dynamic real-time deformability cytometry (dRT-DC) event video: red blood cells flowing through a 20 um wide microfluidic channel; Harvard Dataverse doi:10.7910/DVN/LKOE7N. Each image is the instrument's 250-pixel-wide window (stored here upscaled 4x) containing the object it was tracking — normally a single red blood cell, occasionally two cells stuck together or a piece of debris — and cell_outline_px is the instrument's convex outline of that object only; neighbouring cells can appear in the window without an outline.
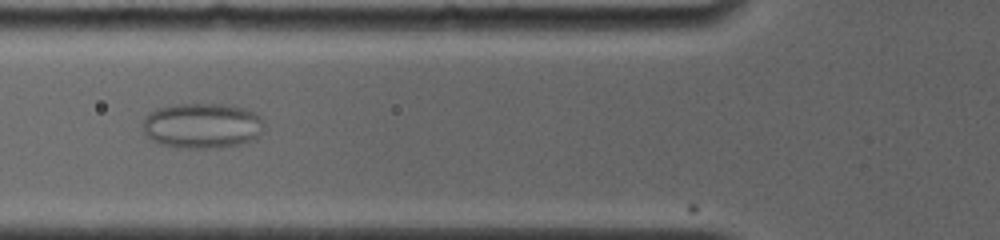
{"species": "common noctule bat (a hibernating species)", "species_latin": "Nyctalus noctula", "temperature_condition": "room temperature", "stored_images_in_passage": 8, "camera_frame_rate_fps": 4000, "um_per_image_px": 0.085, "animal": {"sex": "female", "body_mass_g": 19.0, "forearm_length_mm": 56.7}, "frame": {"image": 1, "passage_image": 7, "time_ms": 1.5, "image_size_px": [1000, 240], "cell_outline_px": [[264, 124], [256, 140], [240, 144], [208, 148], [188, 148], [160, 144], [152, 140], [144, 132], [144, 116], [156, 108], [176, 104], [228, 104], [244, 108], [260, 116], [264, 120]], "centroid_in_image_um": [17.2, 10.67], "position_along_channel_um": 108.6, "area_um2": 32.08}}